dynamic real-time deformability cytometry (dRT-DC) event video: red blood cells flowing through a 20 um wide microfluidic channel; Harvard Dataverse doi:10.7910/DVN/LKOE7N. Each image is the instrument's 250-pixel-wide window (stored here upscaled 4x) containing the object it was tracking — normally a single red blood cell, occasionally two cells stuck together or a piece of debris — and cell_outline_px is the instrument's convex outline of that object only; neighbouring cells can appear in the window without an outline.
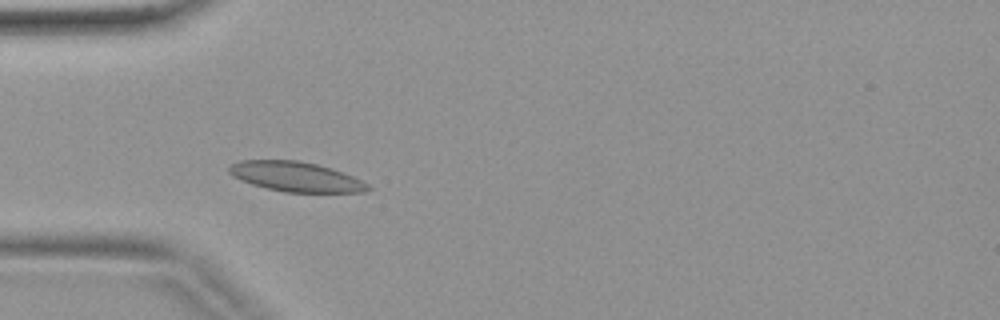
{"species": "common noctule bat (a hibernating species)", "species_latin": "Nyctalus noctula", "temperature_condition": "warm", "stored_images_in_passage": 4, "camera_frame_rate_fps": 3000, "um_per_image_px": 0.085, "animal": {"sex": "female", "body_mass_g": 19.9}, "frame": {"image": 1, "passage_image": 3, "time_ms": 0.667, "image_size_px": [1000, 320], "cell_outline_px": [[372, 188], [364, 192], [284, 192], [252, 184], [240, 180], [232, 176], [228, 172], [228, 168], [232, 164], [240, 160], [300, 160], [332, 168], [344, 172], [368, 184]], "centroid_in_image_um": [25.14, 15.01], "position_along_channel_um": 59.9, "area_um2": 24.1}}
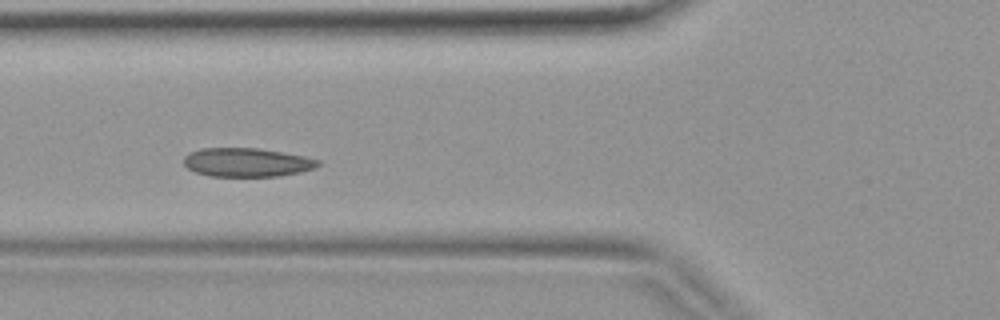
{"frame": {"image": 2, "passage_image": 4, "time_ms": 1.0, "image_size_px": [1000, 320], "cell_outline_px": [[320, 164], [316, 168], [300, 172], [276, 176], [208, 176], [196, 172], [188, 168], [184, 164], [184, 156], [188, 152], [200, 148], [256, 148], [304, 156], [320, 160]], "centroid_in_image_um": [20.96, 13.8], "position_along_channel_um": 104.8, "area_um2": 22.48}}